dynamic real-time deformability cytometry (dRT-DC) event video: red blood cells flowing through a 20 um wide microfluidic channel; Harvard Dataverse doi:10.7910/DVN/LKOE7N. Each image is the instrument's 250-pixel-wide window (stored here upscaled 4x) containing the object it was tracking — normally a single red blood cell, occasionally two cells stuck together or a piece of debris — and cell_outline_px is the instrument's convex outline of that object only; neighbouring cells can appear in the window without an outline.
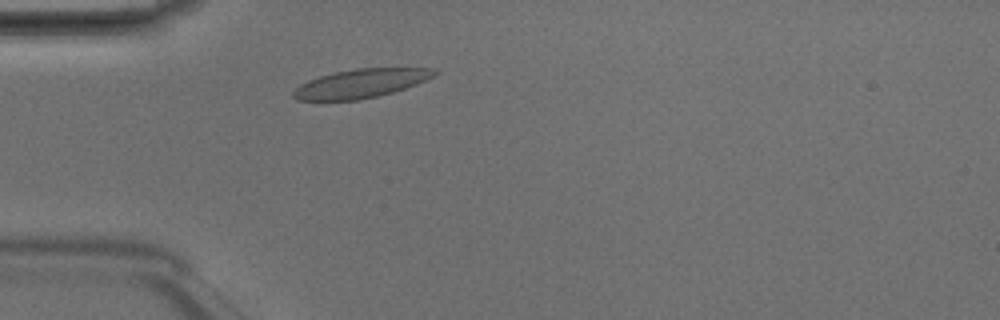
{"species": "Egyptian fruit bat (a non-hibernating species)", "species_latin": "Rousettus aegyptiacus", "temperature_condition": "room temperature", "stored_images_in_passage": 2, "camera_frame_rate_fps": 3000, "um_per_image_px": 0.085, "animal": {"sex": "male"}, "frame": {"image": 1, "passage_image": 2, "time_ms": 0.333, "image_size_px": [1000, 320], "cell_outline_px": [[440, 72], [436, 76], [416, 84], [392, 92], [360, 100], [296, 100], [292, 96], [292, 92], [300, 84], [308, 80], [320, 76], [336, 72], [356, 68], [432, 68]], "centroid_in_image_um": [30.68, 7.09], "position_along_channel_um": 54.3, "area_um2": 23.58}}